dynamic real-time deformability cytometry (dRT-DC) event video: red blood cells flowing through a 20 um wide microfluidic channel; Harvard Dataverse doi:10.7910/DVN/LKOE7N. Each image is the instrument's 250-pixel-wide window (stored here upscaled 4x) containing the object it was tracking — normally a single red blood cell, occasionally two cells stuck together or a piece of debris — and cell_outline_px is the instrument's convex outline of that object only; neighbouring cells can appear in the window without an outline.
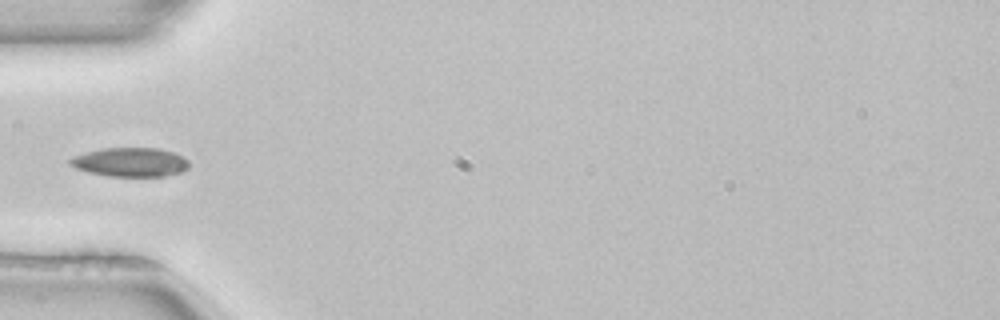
{"species": "common noctule bat (a hibernating species)", "species_latin": "Nyctalus noctula", "temperature_condition": "room temperature", "stored_images_in_passage": 3, "camera_frame_rate_fps": 3000, "um_per_image_px": 0.085, "animal": {"sex": "female", "body_mass_g": 22.7, "forearm_length_mm": 54.2}, "frame": {"image": 1, "passage_image": 3, "time_ms": 0.667, "image_size_px": [1000, 320], "cell_outline_px": [[188, 168], [180, 172], [164, 176], [108, 176], [88, 172], [76, 168], [68, 164], [68, 160], [76, 156], [88, 152], [104, 148], [156, 148], [172, 152], [188, 160]], "centroid_in_image_um": [11.06, 13.79], "position_along_channel_um": 73.9, "area_um2": 19.83}}